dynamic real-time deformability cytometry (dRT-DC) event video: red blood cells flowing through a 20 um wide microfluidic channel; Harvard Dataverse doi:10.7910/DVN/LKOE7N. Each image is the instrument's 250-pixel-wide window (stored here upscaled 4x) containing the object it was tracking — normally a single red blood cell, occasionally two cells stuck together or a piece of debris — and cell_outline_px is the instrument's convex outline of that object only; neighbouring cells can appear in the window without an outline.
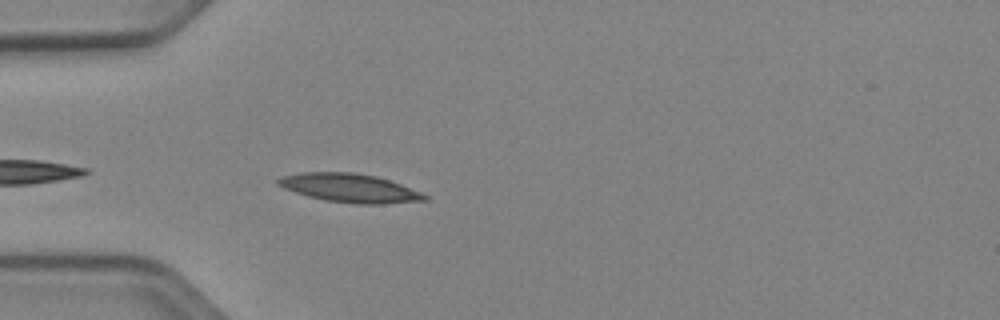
{"species": "Egyptian fruit bat (a non-hibernating species)", "species_latin": "Rousettus aegyptiacus", "temperature_condition": "cold", "stored_images_in_passage": 36, "camera_frame_rate_fps": 3000, "um_per_image_px": 0.085, "animal": {"sex": "female"}, "frame": {"image": 1, "passage_image": 1, "time_ms": 0.0, "image_size_px": [1000, 320], "cell_outline_px": [[428, 200], [384, 204], [356, 204], [324, 200], [308, 196], [284, 188], [276, 184], [276, 180], [280, 176], [300, 172], [352, 172], [376, 176], [400, 184], [420, 192], [428, 196]], "centroid_in_image_um": [29.69, 15.98], "position_along_channel_um": 55.3, "area_um2": 24.45}}
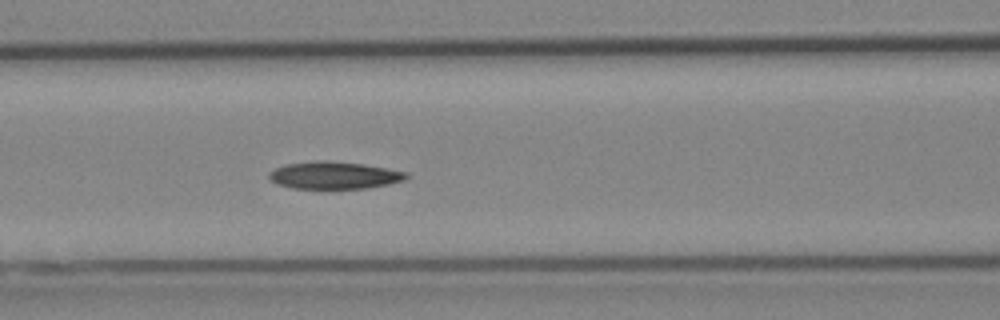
{"frame": {"image": 2, "passage_image": 8, "time_ms": 2.333, "image_size_px": [1000, 320], "cell_outline_px": [[408, 176], [404, 180], [388, 184], [368, 188], [292, 188], [276, 184], [268, 176], [268, 172], [284, 164], [316, 160], [324, 160], [364, 164], [388, 168], [408, 172]], "centroid_in_image_um": [28.39, 14.89], "position_along_channel_um": 138.2, "area_um2": 21.91}}
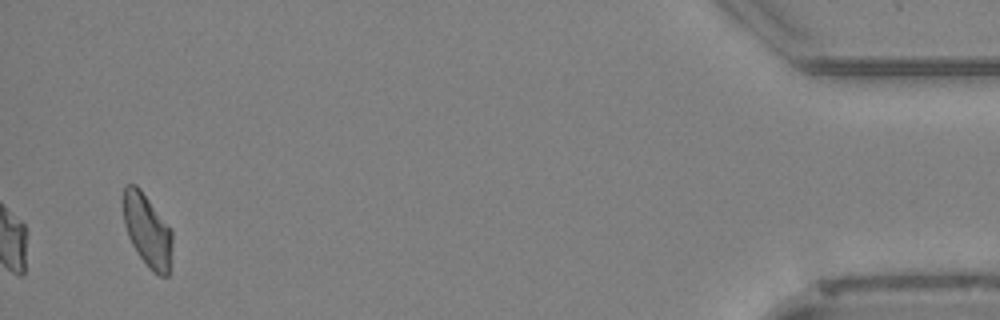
{"frame": {"image": 3, "passage_image": 36, "time_ms": 11.667, "image_size_px": [1000, 320], "cell_outline_px": [[172, 240], [168, 276], [160, 276], [152, 272], [148, 268], [132, 244], [128, 236], [124, 224], [120, 196], [124, 188], [128, 184], [136, 184], [140, 188], [172, 232]], "centroid_in_image_um": [12.46, 19.55], "position_along_channel_um": 422.7, "area_um2": 20.81}, "authors_computed_cell_mechanics": {"area_um2": 20.4323, "velocity_mm_per_s": 3.9008, "shape_relaxation_time_tau1_ms": 5.8353, "shape_relaxation_time_tau2_ms": null, "deformation_change_tau1": 0.1673, "deformation_change_tau2": null}}